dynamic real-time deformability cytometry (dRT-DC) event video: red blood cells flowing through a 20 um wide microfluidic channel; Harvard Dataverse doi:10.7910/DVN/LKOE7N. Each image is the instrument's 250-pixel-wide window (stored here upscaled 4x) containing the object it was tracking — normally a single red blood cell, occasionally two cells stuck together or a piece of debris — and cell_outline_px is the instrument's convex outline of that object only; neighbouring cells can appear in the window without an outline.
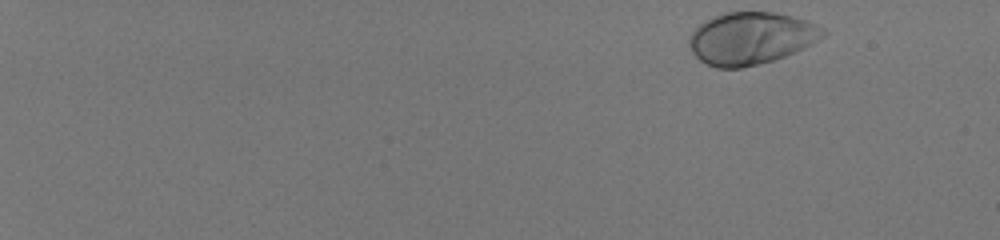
{"species": "human", "species_latin": "Homo sapiens", "temperature_condition": "room temperature", "stored_images_in_passage": 51, "camera_frame_rate_fps": 3000, "um_per_image_px": 0.085, "donor": {"sex": "male"}, "frame": {"image": 1, "passage_image": 1, "time_ms": 0.0, "image_size_px": [1000, 240], "cell_outline_px": [[828, 32], [824, 36], [812, 44], [804, 48], [784, 56], [772, 60], [740, 68], [716, 68], [700, 60], [692, 52], [688, 44], [688, 36], [700, 24], [716, 16], [728, 12], [772, 12], [792, 16], [808, 20], [824, 28]], "centroid_in_image_um": [63.85, 3.25], "position_along_channel_um": 21.1, "area_um2": 40.58}}
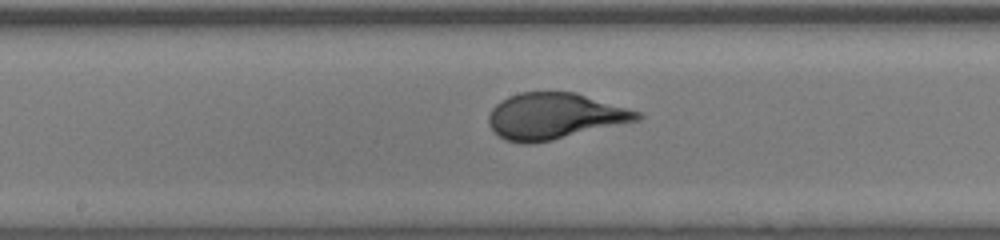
{"frame": {"image": 2, "passage_image": 30, "time_ms": 9.667, "image_size_px": [1000, 240], "cell_outline_px": [[644, 116], [640, 120], [552, 140], [532, 144], [524, 144], [504, 140], [492, 132], [488, 124], [488, 116], [492, 108], [500, 100], [508, 96], [520, 92], [576, 92], [640, 112]], "centroid_in_image_um": [47.09, 9.88], "position_along_channel_um": 201.1, "area_um2": 40.17}}
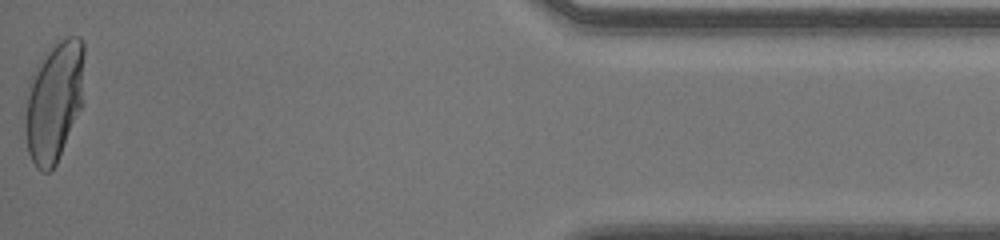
{"frame": {"image": 3, "passage_image": 51, "time_ms": 16.667, "image_size_px": [1000, 240], "cell_outline_px": [[84, 104], [56, 164], [48, 172], [40, 172], [36, 168], [28, 152], [24, 132], [24, 120], [28, 96], [36, 64], [60, 40], [68, 36], [80, 36], [84, 44]], "centroid_in_image_um": [4.64, 8.65], "position_along_channel_um": 430.6, "area_um2": 41.79}, "authors_computed_cell_mechanics": {"area_um2": 39.4196, "velocity_mm_per_s": 4.0424, "shape_relaxation_time_tau1_ms": 4.1498, "shape_relaxation_time_tau2_ms": null, "deformation_change_tau1": 0.217, "deformation_change_tau2": null}}